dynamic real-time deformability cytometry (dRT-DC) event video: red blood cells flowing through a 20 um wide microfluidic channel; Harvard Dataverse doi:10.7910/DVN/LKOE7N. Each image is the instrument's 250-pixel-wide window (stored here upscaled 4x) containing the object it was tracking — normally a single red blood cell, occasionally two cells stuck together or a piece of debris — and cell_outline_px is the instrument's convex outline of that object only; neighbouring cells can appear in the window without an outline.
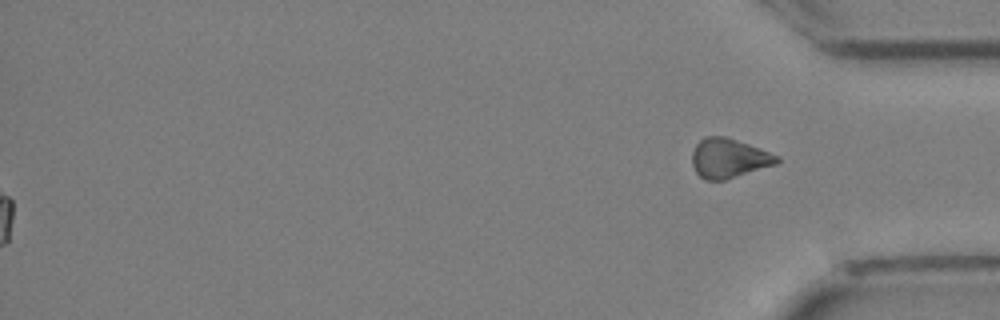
{"species": "Egyptian fruit bat (a non-hibernating species)", "species_latin": "Rousettus aegyptiacus", "temperature_condition": "cold", "stored_images_in_passage": 26, "segment_of_instrument_passage": [2, 2], "camera_frame_rate_fps": 3000, "um_per_image_px": 0.085, "animal": {"sex": "female"}, "frame": {"image": 1, "passage_image": 26, "time_ms": 8.333, "image_size_px": [1000, 320], "cell_outline_px": [[780, 160], [776, 164], [724, 180], [704, 180], [696, 172], [692, 164], [692, 152], [696, 144], [704, 136], [724, 136], [748, 144], [780, 156]], "centroid_in_image_um": [61.93, 13.45], "position_along_channel_um": 373.3, "area_um2": 19.36}}